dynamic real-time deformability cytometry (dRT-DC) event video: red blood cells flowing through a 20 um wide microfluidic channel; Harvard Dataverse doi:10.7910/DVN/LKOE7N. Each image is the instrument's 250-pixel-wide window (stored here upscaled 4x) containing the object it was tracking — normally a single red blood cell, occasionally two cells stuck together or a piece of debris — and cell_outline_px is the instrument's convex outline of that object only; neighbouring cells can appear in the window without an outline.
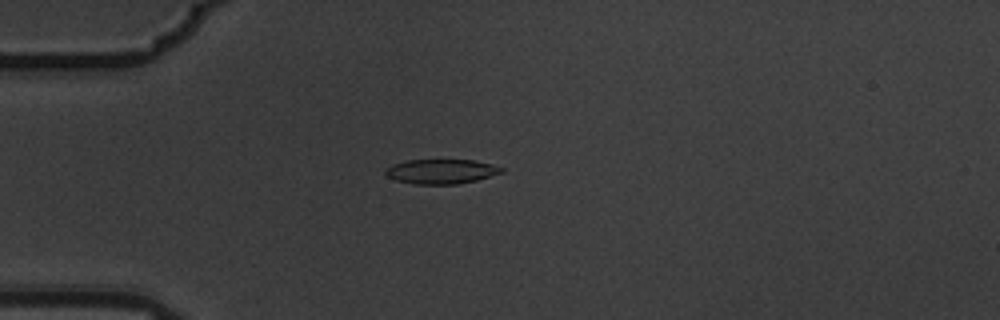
{"species": "common noctule bat (a hibernating species)", "species_latin": "Nyctalus noctula", "temperature_condition": "warm", "stored_images_in_passage": 5, "camera_frame_rate_fps": 3000, "um_per_image_px": 0.085, "animal": {"sex": "male", "body_mass_g": 19.5, "forearm_length_mm": 54.6}, "frame": {"image": 1, "passage_image": 3, "time_ms": 0.667, "image_size_px": [1000, 320], "cell_outline_px": [[504, 172], [476, 180], [460, 184], [416, 184], [396, 180], [384, 176], [384, 168], [392, 164], [408, 160], [476, 160], [492, 164], [504, 168]], "centroid_in_image_um": [37.48, 14.57], "position_along_channel_um": 47.5, "area_um2": 16.82}}
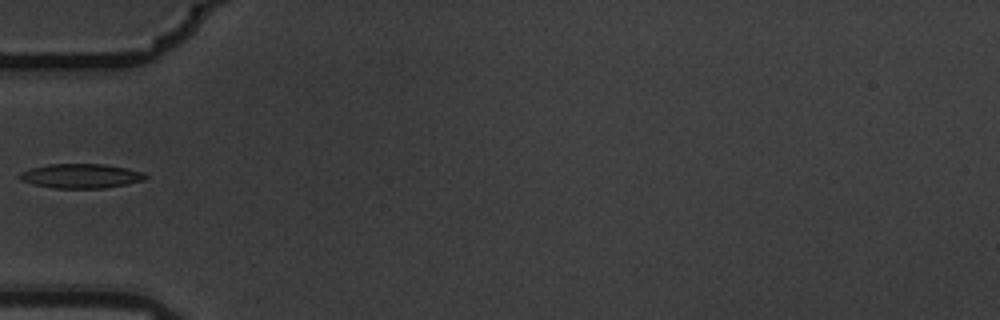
{"frame": {"image": 2, "passage_image": 4, "time_ms": 1.0, "image_size_px": [1000, 320], "cell_outline_px": [[148, 176], [144, 180], [128, 184], [104, 188], [56, 188], [32, 184], [20, 180], [20, 172], [32, 168], [48, 164], [104, 164], [128, 168], [144, 172]], "centroid_in_image_um": [6.92, 14.95], "position_along_channel_um": 78.1, "area_um2": 17.92}}
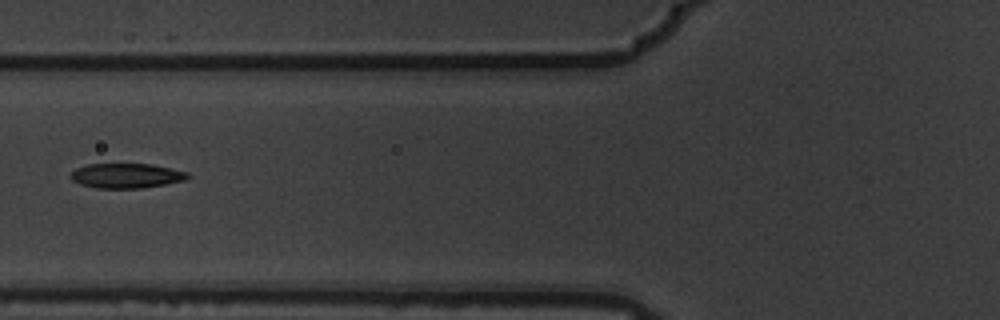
{"frame": {"image": 3, "passage_image": 5, "time_ms": 1.333, "image_size_px": [1000, 320], "cell_outline_px": [[192, 176], [184, 180], [164, 184], [140, 188], [96, 188], [80, 184], [72, 180], [68, 176], [76, 168], [88, 164], [152, 164], [188, 172]], "centroid_in_image_um": [10.72, 14.93], "position_along_channel_um": 115.1, "area_um2": 16.88}}